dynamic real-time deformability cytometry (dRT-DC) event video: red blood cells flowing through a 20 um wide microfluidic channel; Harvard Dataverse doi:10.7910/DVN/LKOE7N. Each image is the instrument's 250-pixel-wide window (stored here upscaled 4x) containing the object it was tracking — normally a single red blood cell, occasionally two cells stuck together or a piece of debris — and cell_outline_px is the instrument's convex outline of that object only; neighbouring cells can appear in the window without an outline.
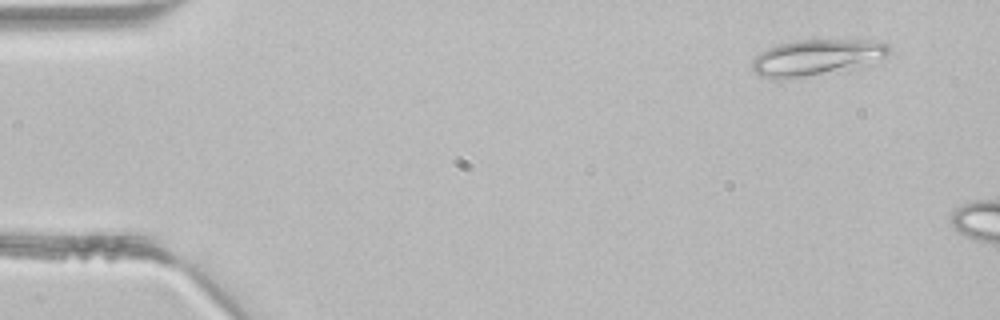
{"species": "common noctule bat (a hibernating species)", "species_latin": "Nyctalus noctula", "temperature_condition": "room temperature", "stored_images_in_passage": 2, "camera_frame_rate_fps": 3000, "um_per_image_px": 0.085, "animal": {"sex": "male", "body_mass_g": 21.5, "forearm_length_mm": 52.0}, "frame": {"image": 1, "passage_image": 1, "time_ms": 0.0, "image_size_px": [1000, 320], "cell_outline_px": [[892, 48], [884, 56], [804, 76], [784, 80], [776, 80], [760, 76], [752, 72], [752, 60], [760, 52], [776, 44], [796, 40], [876, 40], [888, 44]], "centroid_in_image_um": [69.19, 4.84], "position_along_channel_um": 15.8, "area_um2": 27.4}}